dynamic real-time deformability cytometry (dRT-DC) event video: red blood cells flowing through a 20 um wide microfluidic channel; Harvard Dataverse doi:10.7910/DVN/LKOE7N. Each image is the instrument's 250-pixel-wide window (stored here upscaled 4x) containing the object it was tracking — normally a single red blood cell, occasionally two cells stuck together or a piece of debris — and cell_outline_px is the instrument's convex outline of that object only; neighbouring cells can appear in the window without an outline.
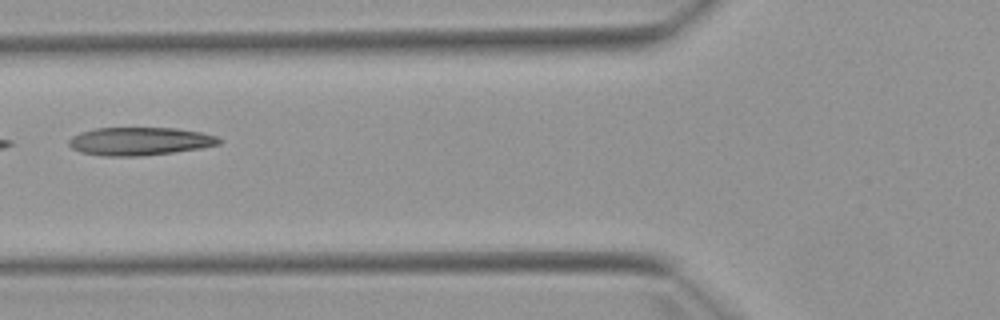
{"species": "Egyptian fruit bat (a non-hibernating species)", "species_latin": "Rousettus aegyptiacus", "temperature_condition": "warm", "stored_images_in_passage": 7, "camera_frame_rate_fps": 3000, "um_per_image_px": 0.085, "animal": {"sex": "female"}, "frame": {"image": 1, "passage_image": 6, "time_ms": 6.0, "image_size_px": [1000, 320], "cell_outline_px": [[224, 140], [220, 144], [200, 148], [172, 152], [140, 156], [104, 156], [80, 152], [72, 148], [68, 144], [68, 140], [72, 136], [80, 132], [96, 128], [176, 128], [200, 132], [216, 136]], "centroid_in_image_um": [11.87, 12.0], "position_along_channel_um": 113.9, "area_um2": 24.57}}
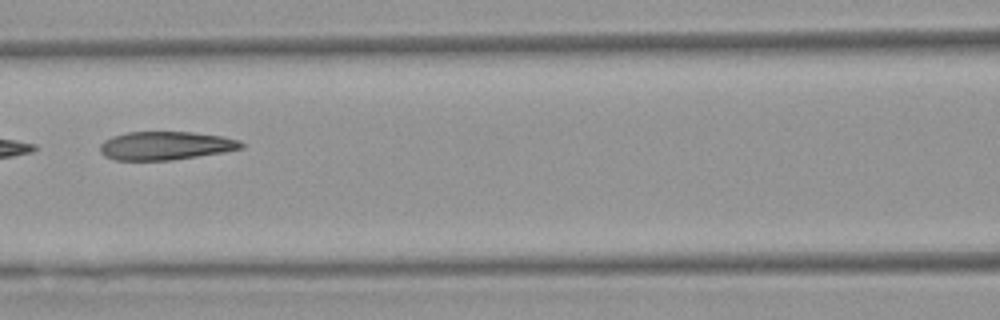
{"frame": {"image": 2, "passage_image": 7, "time_ms": 7.0, "image_size_px": [1000, 320], "cell_outline_px": [[244, 148], [224, 152], [172, 160], [112, 160], [104, 156], [100, 152], [100, 144], [104, 140], [112, 136], [128, 132], [192, 132], [224, 136], [240, 140], [244, 144]], "centroid_in_image_um": [14.08, 12.38], "position_along_channel_um": 152.5, "area_um2": 23.58}}